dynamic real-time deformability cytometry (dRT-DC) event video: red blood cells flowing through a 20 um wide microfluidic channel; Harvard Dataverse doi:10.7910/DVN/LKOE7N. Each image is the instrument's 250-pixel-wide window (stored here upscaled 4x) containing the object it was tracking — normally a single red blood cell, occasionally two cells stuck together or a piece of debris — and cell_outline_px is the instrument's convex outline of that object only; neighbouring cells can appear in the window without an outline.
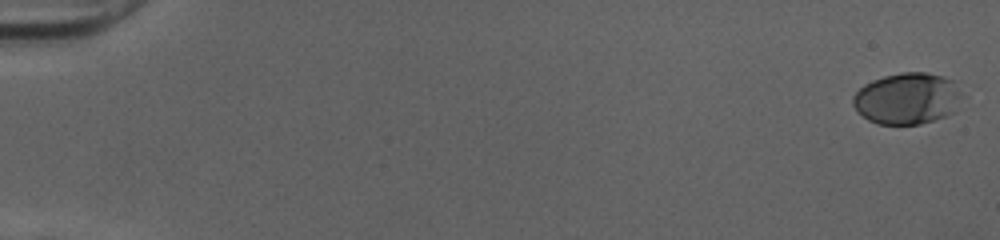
{"species": "human", "species_latin": "Homo sapiens", "temperature_condition": "cold", "stored_images_in_passage": 52, "camera_frame_rate_fps": 3000, "um_per_image_px": 0.085, "donor": {"sex": "female"}, "frame": {"image": 1, "passage_image": 1, "time_ms": 0.0, "image_size_px": [1000, 240], "cell_outline_px": [[960, 92], [956, 112], [920, 124], [876, 124], [868, 120], [856, 112], [852, 104], [852, 96], [864, 84], [872, 80], [884, 76], [900, 72], [928, 72], [944, 76], [952, 80]], "centroid_in_image_um": [77.06, 8.37], "position_along_channel_um": 7.9, "area_um2": 32.83}}
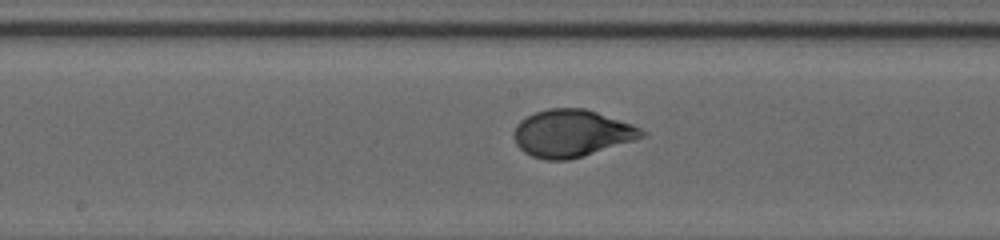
{"frame": {"image": 2, "passage_image": 29, "time_ms": 9.333, "image_size_px": [1000, 240], "cell_outline_px": [[648, 136], [568, 160], [544, 160], [532, 156], [524, 152], [516, 144], [512, 132], [516, 124], [520, 120], [536, 112], [548, 108], [584, 108], [632, 124], [648, 132]], "centroid_in_image_um": [48.58, 11.33], "position_along_channel_um": 199.6, "area_um2": 35.14}}
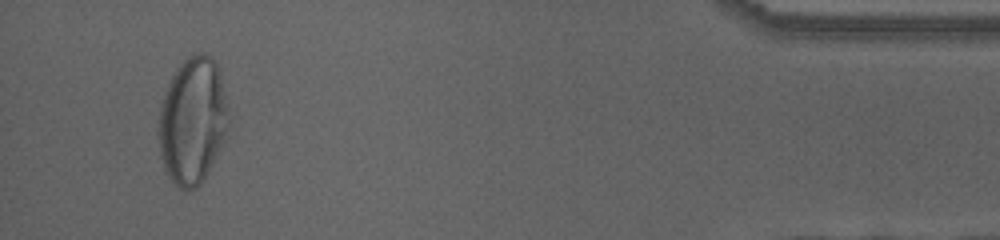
{"frame": {"image": 3, "passage_image": 50, "time_ms": 16.333, "image_size_px": [1000, 240], "cell_outline_px": [[228, 120], [224, 140], [208, 172], [200, 184], [196, 188], [188, 192], [180, 188], [168, 176], [164, 168], [160, 156], [156, 136], [156, 128], [160, 104], [164, 92], [176, 68], [192, 52], [204, 52], [212, 56], [220, 72], [228, 104]], "centroid_in_image_um": [16.33, 10.25], "position_along_channel_um": 418.9, "area_um2": 52.6}, "authors_computed_cell_mechanics": {"area_um2": 34.2176, "velocity_mm_per_s": 4.0183, "shape_relaxation_time_tau1_ms": 4.1941, "shape_relaxation_time_tau2_ms": null, "deformation_change_tau1": 0.2071, "deformation_change_tau2": null}}